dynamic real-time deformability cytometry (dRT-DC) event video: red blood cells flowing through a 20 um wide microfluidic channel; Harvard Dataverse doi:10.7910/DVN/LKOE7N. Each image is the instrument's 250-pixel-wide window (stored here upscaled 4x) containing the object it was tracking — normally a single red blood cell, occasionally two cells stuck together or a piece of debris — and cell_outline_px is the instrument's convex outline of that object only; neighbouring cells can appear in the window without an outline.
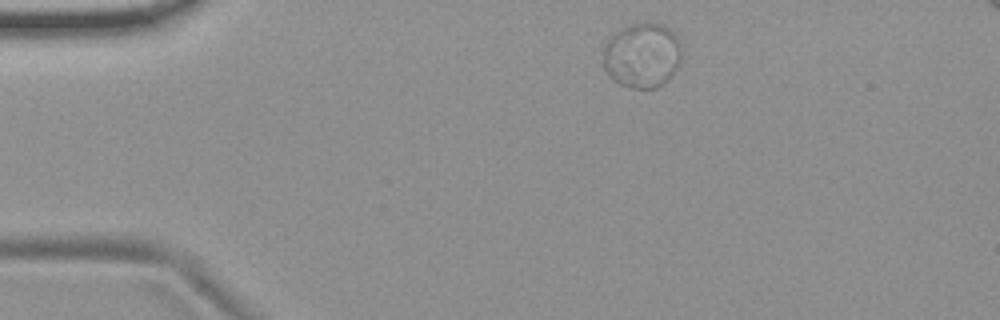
{"species": "common noctule bat (a hibernating species)", "species_latin": "Nyctalus noctula", "temperature_condition": "room temperature", "stored_images_in_passage": 14, "camera_frame_rate_fps": 3000, "um_per_image_px": 0.085, "animal": {"sex": "female", "body_mass_g": 19.9}, "frame": {"image": 1, "passage_image": 1, "time_ms": 0.0, "image_size_px": [1000, 320], "cell_outline_px": [[680, 60], [672, 76], [656, 88], [632, 88], [620, 84], [608, 76], [604, 68], [604, 48], [608, 40], [616, 32], [628, 24], [644, 20], [648, 20], [664, 24], [676, 36], [680, 44]], "centroid_in_image_um": [54.58, 4.67], "position_along_channel_um": 30.4, "area_um2": 29.94}}
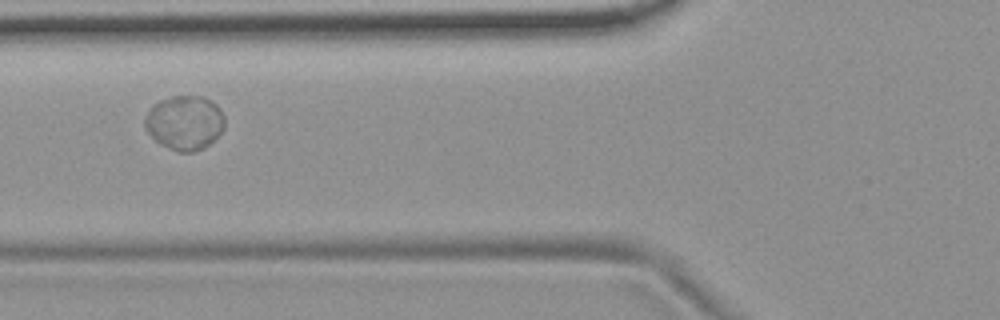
{"frame": {"image": 2, "passage_image": 4, "time_ms": 1.0, "image_size_px": [1000, 320], "cell_outline_px": [[224, 128], [204, 148], [192, 152], [180, 152], [168, 148], [160, 144], [144, 128], [144, 116], [160, 100], [172, 96], [204, 96], [212, 100], [220, 108], [224, 116]], "centroid_in_image_um": [15.7, 10.42], "position_along_channel_um": 110.1, "area_um2": 25.2}}
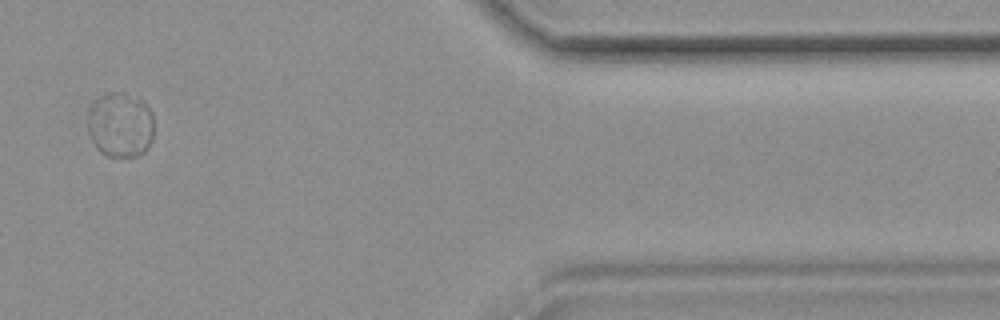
{"frame": {"image": 3, "passage_image": 11, "time_ms": 3.333, "image_size_px": [1000, 320], "cell_outline_px": [[152, 140], [144, 152], [136, 156], [108, 156], [100, 152], [96, 148], [88, 132], [88, 108], [92, 100], [96, 96], [108, 92], [124, 92], [140, 96], [144, 100], [152, 112]], "centroid_in_image_um": [10.2, 10.55], "position_along_channel_um": 401.2, "area_um2": 25.78}}